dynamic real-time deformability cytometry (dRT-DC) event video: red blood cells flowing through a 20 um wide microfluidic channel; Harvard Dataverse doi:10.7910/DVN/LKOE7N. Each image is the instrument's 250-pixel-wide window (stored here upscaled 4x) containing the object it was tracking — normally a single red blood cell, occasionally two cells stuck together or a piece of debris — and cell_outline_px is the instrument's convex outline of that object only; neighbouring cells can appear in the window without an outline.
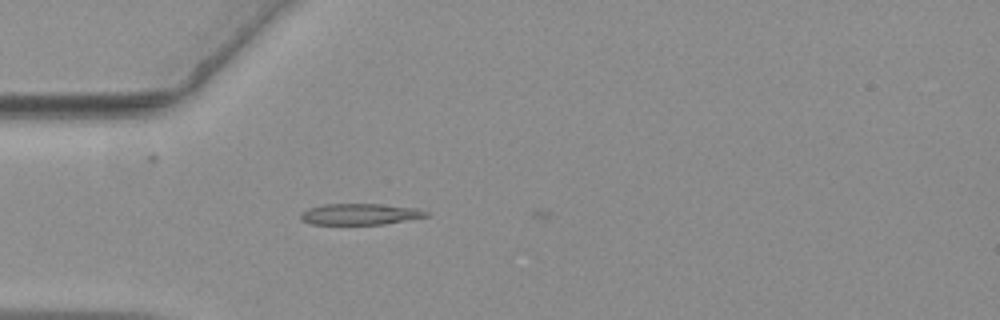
{"species": "common noctule bat (a hibernating species)", "species_latin": "Nyctalus noctula", "temperature_condition": "warm", "stored_images_in_passage": 9, "camera_frame_rate_fps": 3000, "um_per_image_px": 0.085, "animal": {"sex": "female", "body_mass_g": 19.3, "forearm_length_mm": 54.1}, "frame": {"image": 1, "passage_image": 1, "time_ms": 0.0, "image_size_px": [1000, 320], "cell_outline_px": [[428, 216], [384, 224], [312, 224], [300, 220], [300, 212], [308, 208], [324, 204], [380, 204], [416, 208], [428, 212]], "centroid_in_image_um": [30.55, 18.2], "position_along_channel_um": 54.5, "area_um2": 15.43}}
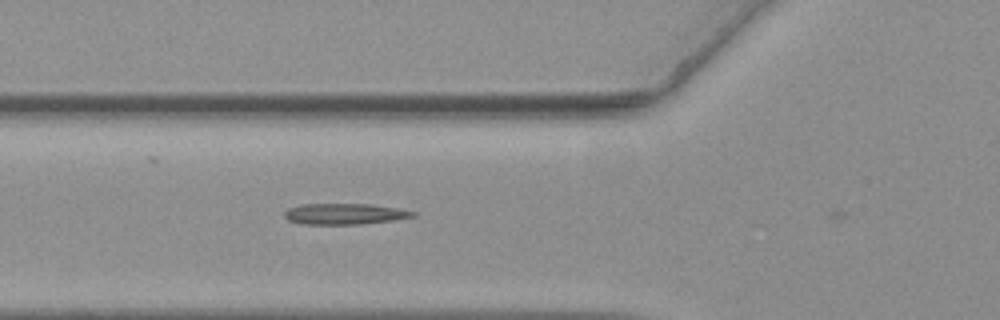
{"frame": {"image": 2, "passage_image": 5, "time_ms": 1.333, "image_size_px": [1000, 320], "cell_outline_px": [[416, 216], [392, 220], [360, 224], [300, 224], [288, 220], [284, 216], [284, 212], [288, 208], [300, 204], [372, 204], [396, 208], [416, 212]], "centroid_in_image_um": [29.25, 18.18], "position_along_channel_um": 96.6, "area_um2": 15.66}}